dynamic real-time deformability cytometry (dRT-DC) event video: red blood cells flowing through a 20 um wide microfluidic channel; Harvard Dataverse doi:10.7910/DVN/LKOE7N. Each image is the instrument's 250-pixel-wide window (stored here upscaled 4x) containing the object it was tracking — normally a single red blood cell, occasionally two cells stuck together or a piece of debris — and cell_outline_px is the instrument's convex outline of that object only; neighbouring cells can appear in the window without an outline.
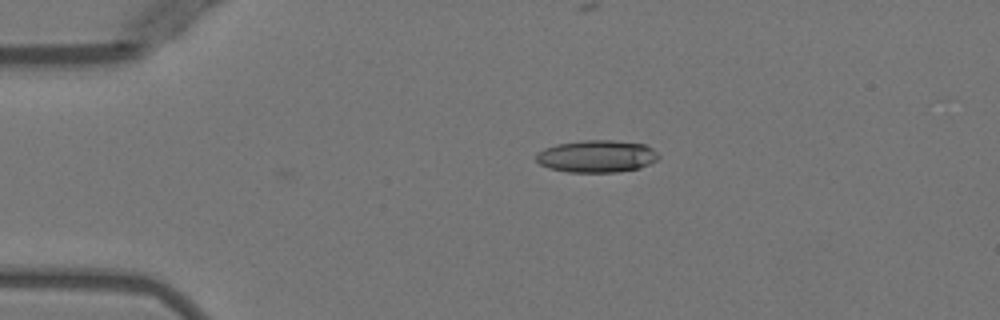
{"species": "Egyptian fruit bat (a non-hibernating species)", "species_latin": "Rousettus aegyptiacus", "temperature_condition": "warm", "stored_images_in_passage": 33, "camera_frame_rate_fps": 3000, "um_per_image_px": 0.085, "animal": {"sex": "female"}, "frame": {"image": 1, "passage_image": 1, "time_ms": 0.0, "image_size_px": [1000, 320], "cell_outline_px": [[660, 156], [656, 160], [640, 168], [620, 172], [568, 172], [548, 168], [540, 164], [536, 160], [536, 152], [544, 148], [556, 144], [580, 140], [616, 140], [644, 144], [652, 148]], "centroid_in_image_um": [50.7, 13.28], "position_along_channel_um": 34.3, "area_um2": 23.24}}
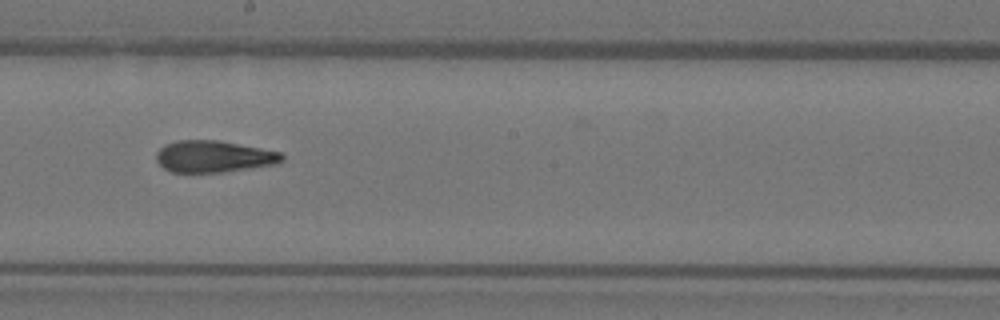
{"frame": {"image": 2, "passage_image": 19, "time_ms": 6.0, "image_size_px": [1000, 320], "cell_outline_px": [[284, 160], [276, 164], [252, 168], [224, 172], [172, 172], [164, 168], [156, 160], [156, 152], [164, 144], [176, 140], [220, 140], [280, 152], [284, 156]], "centroid_in_image_um": [18.16, 13.3], "position_along_channel_um": 230.0, "area_um2": 23.35}}
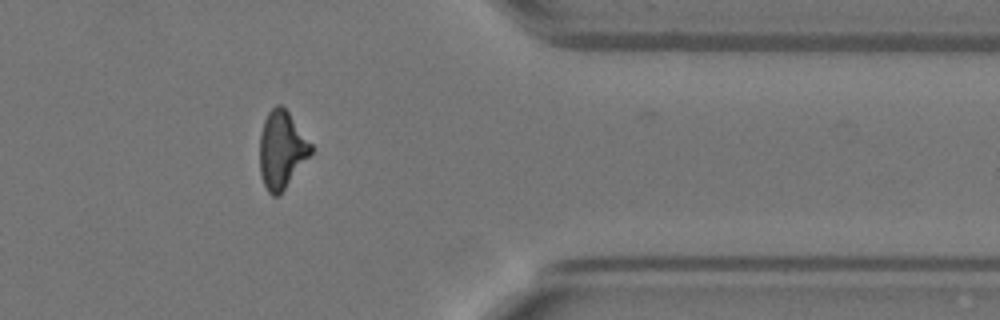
{"frame": {"image": 3, "passage_image": 32, "time_ms": 10.333, "image_size_px": [1000, 320], "cell_outline_px": [[312, 152], [280, 196], [272, 196], [268, 192], [260, 176], [260, 136], [264, 120], [268, 112], [276, 104], [280, 104], [288, 112], [312, 144]], "centroid_in_image_um": [23.93, 12.76], "position_along_channel_um": 387.5, "area_um2": 23.06}, "authors_computed_cell_mechanics": {"area_um2": 23.5246, "velocity_mm_per_s": 4.0132, "shape_relaxation_time_tau1_ms": null, "shape_relaxation_time_tau2_ms": 2.4199, "deformation_change_tau1": null, "deformation_change_tau2": 0.1108}}